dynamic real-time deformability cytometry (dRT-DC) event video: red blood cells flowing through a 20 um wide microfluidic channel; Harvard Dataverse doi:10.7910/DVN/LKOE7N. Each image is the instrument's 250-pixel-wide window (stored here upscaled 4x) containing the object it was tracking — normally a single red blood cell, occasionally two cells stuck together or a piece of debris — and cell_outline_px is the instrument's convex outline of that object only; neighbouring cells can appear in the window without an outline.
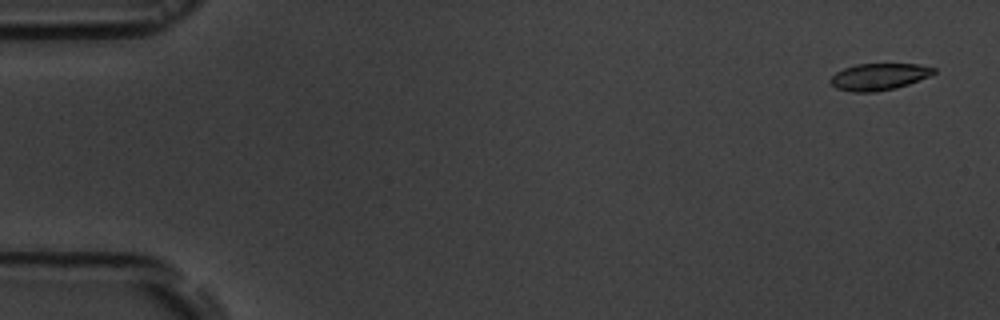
{"species": "common noctule bat (a hibernating species)", "species_latin": "Nyctalus noctula", "temperature_condition": "room temperature", "stored_images_in_passage": 4, "camera_frame_rate_fps": 3000, "um_per_image_px": 0.085, "animal": {"sex": "male", "body_mass_g": 19.5, "forearm_length_mm": 54.6}, "frame": {"image": 1, "passage_image": 1, "time_ms": 0.0, "image_size_px": [1000, 320], "cell_outline_px": [[936, 72], [928, 76], [908, 84], [896, 88], [876, 92], [852, 92], [836, 88], [828, 80], [836, 72], [844, 68], [856, 64], [920, 64], [936, 68]], "centroid_in_image_um": [74.69, 6.52], "position_along_channel_um": 10.3, "area_um2": 16.13}}